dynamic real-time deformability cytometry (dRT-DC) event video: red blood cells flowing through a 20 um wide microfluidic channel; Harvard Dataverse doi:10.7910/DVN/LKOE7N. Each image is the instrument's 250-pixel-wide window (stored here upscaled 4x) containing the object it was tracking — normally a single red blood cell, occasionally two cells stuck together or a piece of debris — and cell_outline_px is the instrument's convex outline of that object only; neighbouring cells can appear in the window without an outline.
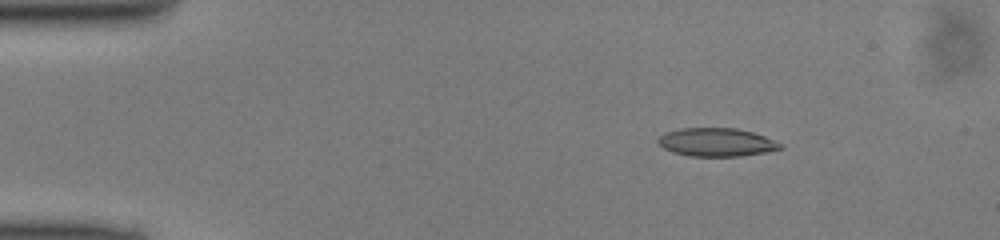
{"species": "common noctule bat (a hibernating species)", "species_latin": "Nyctalus noctula", "temperature_condition": "cold", "stored_images_in_passage": 48, "camera_frame_rate_fps": 3000, "um_per_image_px": 0.085, "animal": {"sex": "male", "body_mass_g": 13.0, "forearm_length_mm": 53.1}, "frame": {"image": 1, "passage_image": 6, "time_ms": 1.667, "image_size_px": [1000, 240], "cell_outline_px": [[784, 148], [764, 152], [740, 156], [692, 156], [672, 152], [664, 148], [656, 140], [664, 132], [680, 128], [736, 128], [752, 132], [776, 140], [784, 144]], "centroid_in_image_um": [60.92, 12.08], "position_along_channel_um": 24.1, "area_um2": 20.23}}
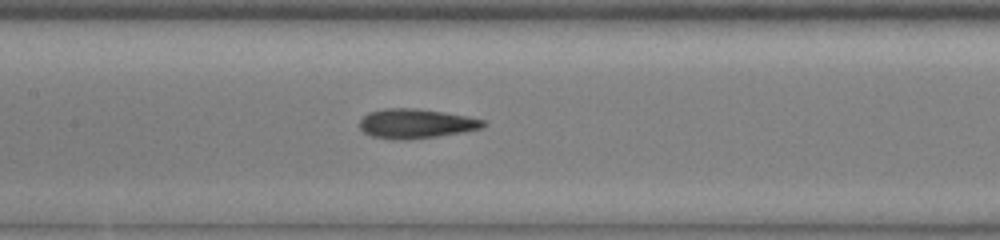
{"frame": {"image": 2, "passage_image": 22, "time_ms": 7.0, "image_size_px": [1000, 240], "cell_outline_px": [[488, 124], [484, 128], [464, 132], [436, 136], [404, 140], [396, 140], [372, 136], [364, 132], [360, 128], [360, 120], [368, 112], [384, 108], [416, 108], [444, 112], [468, 116], [484, 120]], "centroid_in_image_um": [35.39, 10.5], "position_along_channel_um": 172.0, "area_um2": 21.39}}
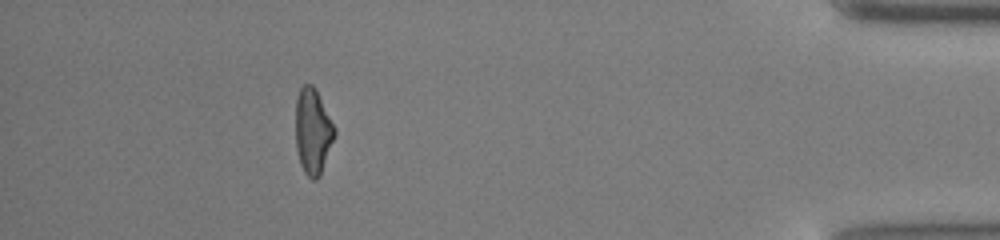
{"frame": {"image": 3, "passage_image": 43, "time_ms": 14.0, "image_size_px": [1000, 240], "cell_outline_px": [[336, 132], [320, 176], [316, 180], [312, 180], [304, 172], [300, 164], [296, 148], [296, 96], [300, 88], [304, 84], [312, 84], [316, 88], [336, 128]], "centroid_in_image_um": [26.59, 11.14], "position_along_channel_um": 408.6, "area_um2": 19.59}}